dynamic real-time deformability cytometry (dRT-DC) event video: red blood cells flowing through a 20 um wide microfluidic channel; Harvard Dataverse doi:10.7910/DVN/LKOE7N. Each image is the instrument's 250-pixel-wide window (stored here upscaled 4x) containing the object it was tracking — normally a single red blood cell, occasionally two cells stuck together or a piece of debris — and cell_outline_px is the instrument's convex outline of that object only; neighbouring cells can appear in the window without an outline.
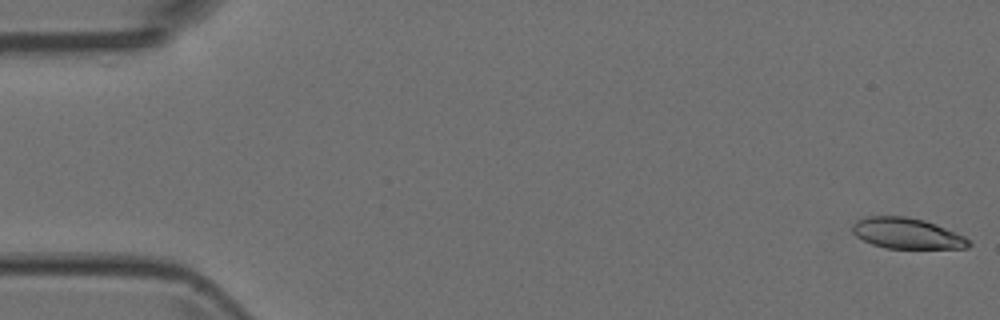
{"species": "Egyptian fruit bat (a non-hibernating species)", "species_latin": "Rousettus aegyptiacus", "temperature_condition": "room temperature", "stored_images_in_passage": 5, "camera_frame_rate_fps": 3000, "um_per_image_px": 0.085, "animal": {"sex": "female"}, "frame": {"image": 1, "passage_image": 1, "time_ms": 0.0, "image_size_px": [1000, 320], "cell_outline_px": [[972, 244], [968, 248], [884, 248], [872, 244], [856, 236], [852, 232], [852, 224], [856, 220], [868, 216], [908, 216], [924, 220], [936, 224], [964, 236], [972, 240]], "centroid_in_image_um": [77.1, 19.83], "position_along_channel_um": 7.9, "area_um2": 20.98}}
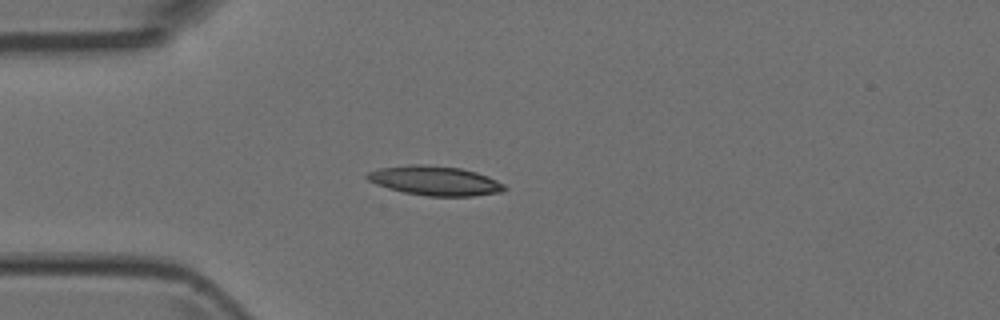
{"frame": {"image": 2, "passage_image": 4, "time_ms": 1.0, "image_size_px": [1000, 320], "cell_outline_px": [[508, 188], [504, 192], [472, 196], [428, 196], [404, 192], [388, 188], [376, 184], [368, 180], [364, 176], [368, 172], [380, 168], [408, 164], [424, 164], [460, 168], [476, 172], [488, 176], [504, 184]], "centroid_in_image_um": [36.99, 15.36], "position_along_channel_um": 48.0, "area_um2": 23.64}}